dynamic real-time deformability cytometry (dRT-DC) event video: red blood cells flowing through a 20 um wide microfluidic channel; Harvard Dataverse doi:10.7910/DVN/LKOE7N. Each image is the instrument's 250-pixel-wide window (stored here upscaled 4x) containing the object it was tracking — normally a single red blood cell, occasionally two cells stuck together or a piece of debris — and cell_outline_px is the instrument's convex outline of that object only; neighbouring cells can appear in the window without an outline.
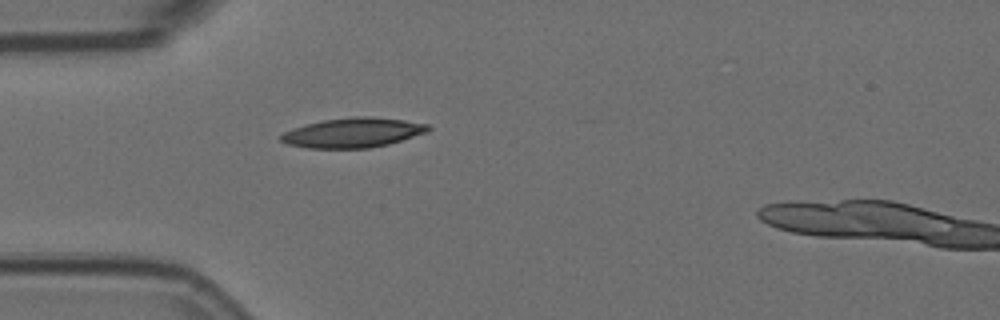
{"species": "Egyptian fruit bat (a non-hibernating species)", "species_latin": "Rousettus aegyptiacus", "temperature_condition": "room temperature", "stored_images_in_passage": 9, "camera_frame_rate_fps": 3000, "um_per_image_px": 0.085, "animal": {"sex": "female"}, "frame": {"image": 1, "passage_image": 1, "time_ms": 0.0, "image_size_px": [1000, 320], "cell_outline_px": [[432, 128], [428, 132], [388, 144], [368, 148], [308, 148], [288, 144], [280, 140], [280, 136], [284, 132], [292, 128], [324, 120], [352, 116], [372, 116], [404, 120], [428, 124]], "centroid_in_image_um": [30.02, 11.27], "position_along_channel_um": 55.0, "area_um2": 25.43}}
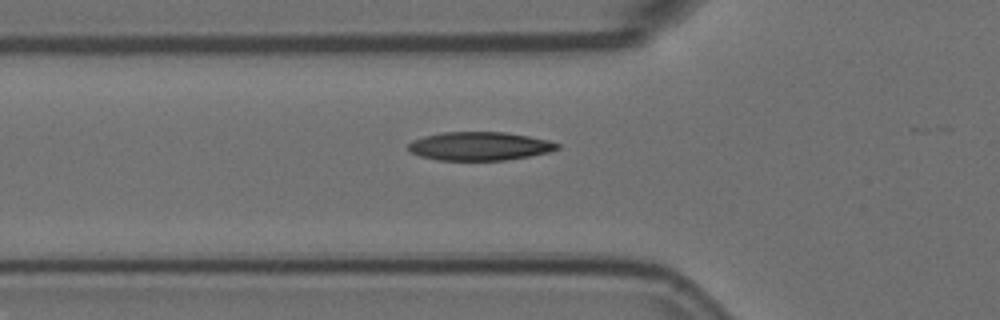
{"frame": {"image": 2, "passage_image": 4, "time_ms": 1.0, "image_size_px": [1000, 320], "cell_outline_px": [[560, 148], [548, 152], [528, 156], [504, 160], [436, 160], [420, 156], [412, 152], [408, 148], [408, 144], [412, 140], [424, 136], [444, 132], [504, 132], [528, 136], [548, 140], [560, 144]], "centroid_in_image_um": [40.75, 12.42], "position_along_channel_um": 85.0, "area_um2": 24.62}}
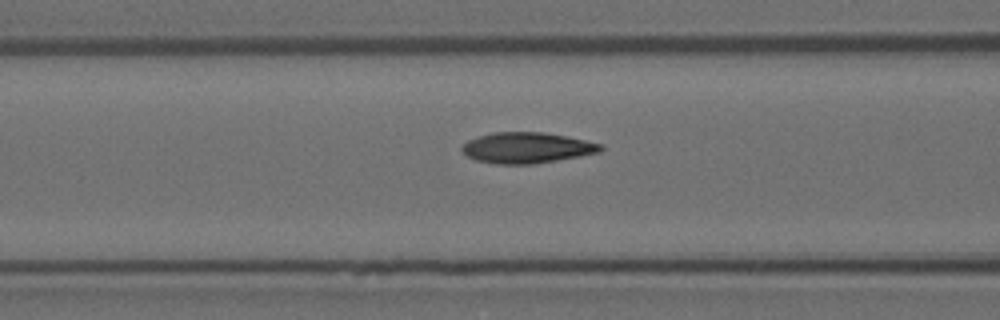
{"frame": {"image": 3, "passage_image": 7, "time_ms": 2.0, "image_size_px": [1000, 320], "cell_outline_px": [[604, 148], [600, 152], [580, 156], [532, 164], [496, 164], [476, 160], [468, 156], [460, 148], [468, 140], [492, 132], [544, 132], [568, 136], [604, 144]], "centroid_in_image_um": [44.82, 12.55], "position_along_channel_um": 121.8, "area_um2": 24.91}}